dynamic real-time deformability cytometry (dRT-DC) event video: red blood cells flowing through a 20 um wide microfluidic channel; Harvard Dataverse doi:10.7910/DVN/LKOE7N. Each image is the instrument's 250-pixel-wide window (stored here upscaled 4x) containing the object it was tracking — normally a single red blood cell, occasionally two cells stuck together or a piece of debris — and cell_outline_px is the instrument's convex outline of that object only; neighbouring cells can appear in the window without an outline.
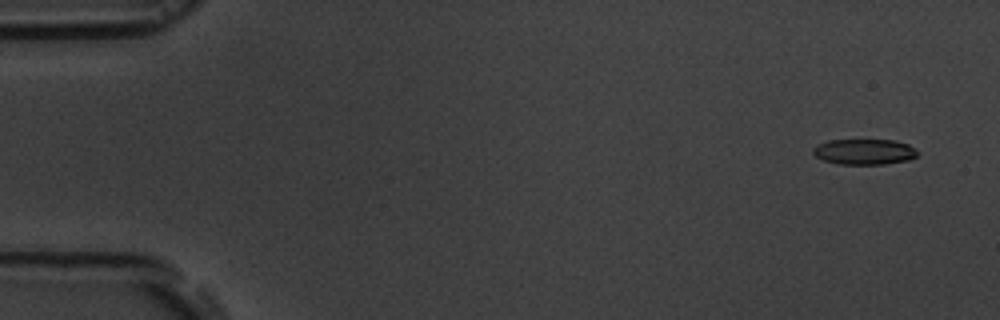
{"species": "common noctule bat (a hibernating species)", "species_latin": "Nyctalus noctula", "temperature_condition": "room temperature", "stored_images_in_passage": 5, "camera_frame_rate_fps": 3000, "um_per_image_px": 0.085, "animal": {"sex": "male", "body_mass_g": 19.5, "forearm_length_mm": 54.6}, "frame": {"image": 1, "passage_image": 1, "time_ms": 0.0, "image_size_px": [1000, 320], "cell_outline_px": [[920, 152], [916, 156], [908, 160], [884, 164], [836, 164], [824, 160], [816, 156], [812, 152], [812, 148], [816, 144], [828, 140], [896, 140], [908, 144], [916, 148]], "centroid_in_image_um": [73.47, 12.89], "position_along_channel_um": 11.5, "area_um2": 15.78}}
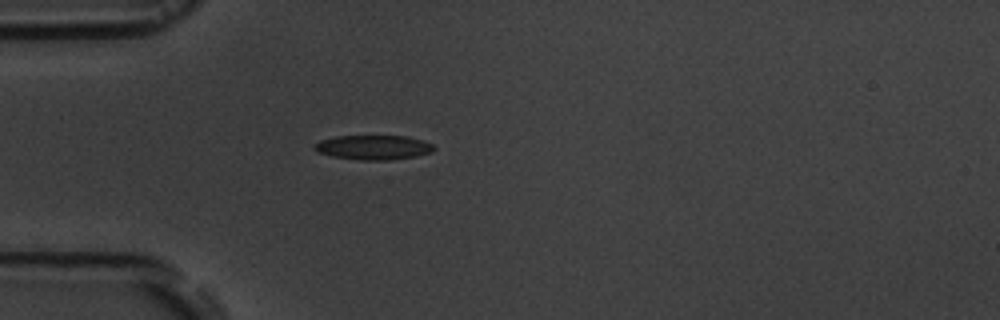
{"frame": {"image": 2, "passage_image": 5, "time_ms": 4.333, "image_size_px": [1000, 320], "cell_outline_px": [[436, 148], [432, 152], [416, 156], [388, 160], [360, 160], [332, 156], [316, 152], [312, 148], [312, 144], [320, 140], [336, 136], [408, 136], [424, 140], [432, 144]], "centroid_in_image_um": [31.72, 12.52], "position_along_channel_um": 53.3, "area_um2": 17.28}}